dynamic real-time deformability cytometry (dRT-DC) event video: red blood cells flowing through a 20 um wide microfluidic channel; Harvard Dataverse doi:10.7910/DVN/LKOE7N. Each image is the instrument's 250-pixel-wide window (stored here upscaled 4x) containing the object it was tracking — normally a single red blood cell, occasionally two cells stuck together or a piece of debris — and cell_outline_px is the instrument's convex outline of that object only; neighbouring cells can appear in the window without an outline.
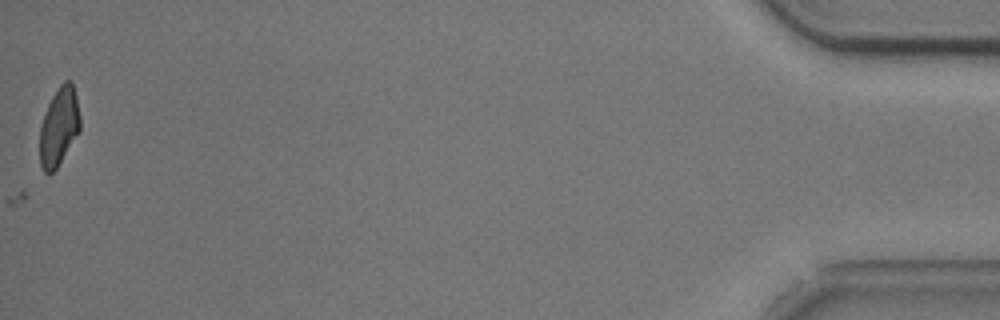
{"species": "common noctule bat (a hibernating species)", "species_latin": "Nyctalus noctula", "temperature_condition": "cold", "stored_images_in_passage": 58, "camera_frame_rate_fps": 3000, "um_per_image_px": 0.085, "animal": {"sex": "male", "body_mass_g": 20.5, "forearm_length_mm": 52.5}, "frame": {"image": 1, "passage_image": 58, "time_ms": 19.0, "image_size_px": [1000, 320], "cell_outline_px": [[80, 132], [56, 168], [52, 172], [44, 172], [40, 164], [40, 128], [48, 104], [52, 96], [60, 84], [64, 80], [72, 80], [76, 96], [80, 116]], "centroid_in_image_um": [5.03, 10.74], "position_along_channel_um": 430.2, "area_um2": 18.32}}